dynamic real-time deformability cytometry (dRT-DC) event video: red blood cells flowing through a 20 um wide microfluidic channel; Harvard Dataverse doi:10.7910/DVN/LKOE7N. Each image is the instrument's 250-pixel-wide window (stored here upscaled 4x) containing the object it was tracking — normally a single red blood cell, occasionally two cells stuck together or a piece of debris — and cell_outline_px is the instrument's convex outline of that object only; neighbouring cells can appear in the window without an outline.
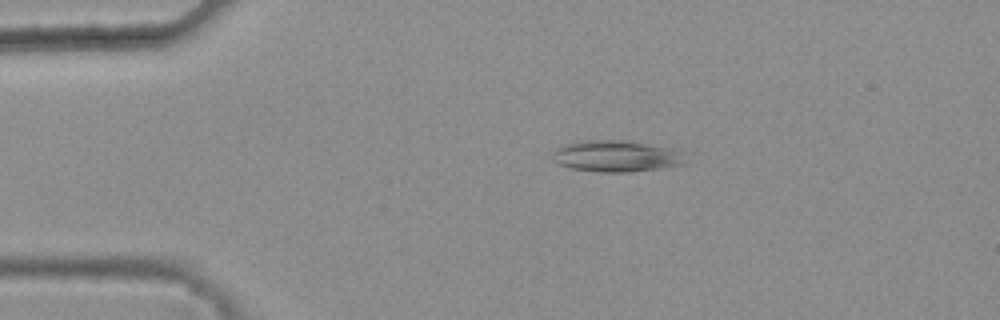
{"species": "common noctule bat (a hibernating species)", "species_latin": "Nyctalus noctula", "temperature_condition": "warm", "stored_images_in_passage": 47, "camera_frame_rate_fps": 3000, "um_per_image_px": 0.085, "animal": {"sex": "female", "body_mass_g": 25.1}, "frame": {"image": 1, "passage_image": 11, "time_ms": 3.333, "image_size_px": [1000, 320], "cell_outline_px": [[684, 164], [660, 168], [628, 172], [596, 172], [572, 168], [560, 164], [552, 160], [552, 152], [560, 144], [576, 140], [624, 140], [668, 148], [680, 152]], "centroid_in_image_um": [52.24, 13.26], "position_along_channel_um": 32.8, "area_um2": 24.22}}
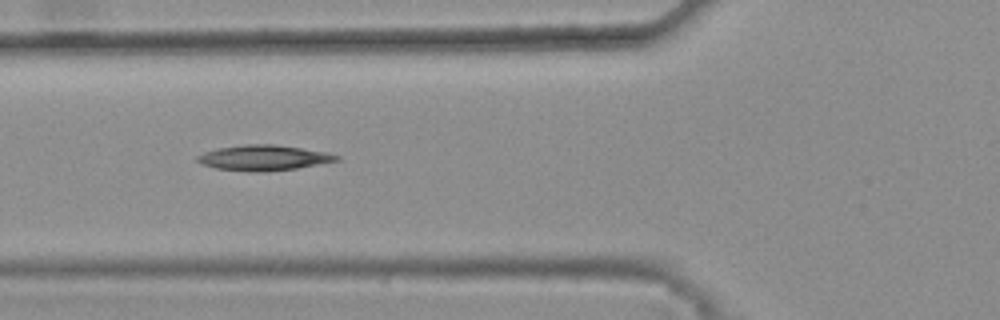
{"frame": {"image": 2, "passage_image": 20, "time_ms": 6.333, "image_size_px": [1000, 320], "cell_outline_px": [[340, 160], [296, 168], [260, 172], [248, 172], [216, 168], [204, 164], [196, 160], [196, 156], [204, 152], [216, 148], [244, 144], [276, 144], [328, 152], [340, 156]], "centroid_in_image_um": [22.41, 13.4], "position_along_channel_um": 103.4, "area_um2": 20.63}}
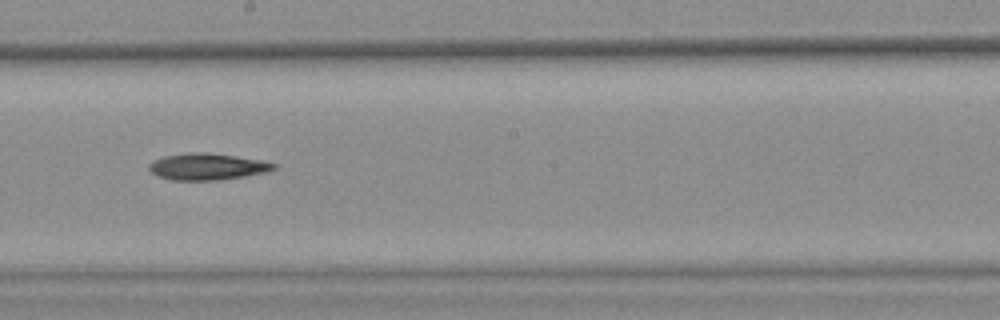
{"frame": {"image": 3, "passage_image": 30, "time_ms": 9.667, "image_size_px": [1000, 320], "cell_outline_px": [[276, 168], [268, 172], [220, 180], [172, 180], [156, 176], [148, 168], [148, 164], [152, 160], [164, 156], [188, 152], [204, 152], [264, 160], [276, 164]], "centroid_in_image_um": [17.6, 14.16], "position_along_channel_um": 230.6, "area_um2": 19.48}}